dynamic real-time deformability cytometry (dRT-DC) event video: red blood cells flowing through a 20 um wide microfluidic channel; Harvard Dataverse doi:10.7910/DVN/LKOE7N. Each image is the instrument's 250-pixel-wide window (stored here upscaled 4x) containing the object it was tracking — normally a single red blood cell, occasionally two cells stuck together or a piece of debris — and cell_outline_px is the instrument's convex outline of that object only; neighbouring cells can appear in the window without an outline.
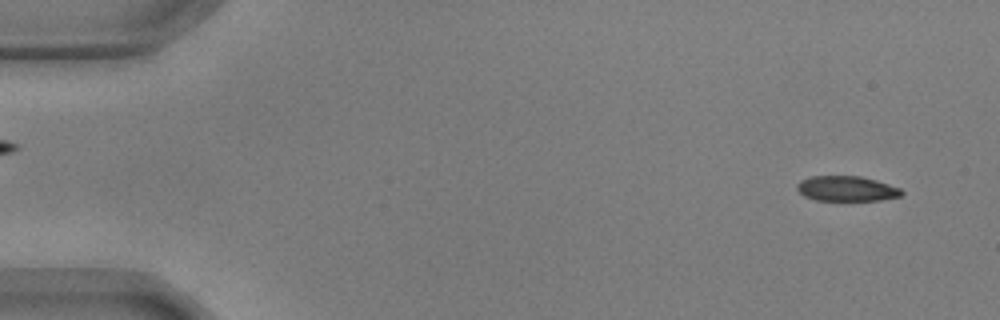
{"species": "common noctule bat (a hibernating species)", "species_latin": "Nyctalus noctula", "temperature_condition": "warm", "stored_images_in_passage": 55, "camera_frame_rate_fps": 3000, "um_per_image_px": 0.085, "animal": {"sex": "male", "body_mass_g": 17.9, "forearm_length_mm": 54.2}, "frame": {"image": 1, "passage_image": 3, "time_ms": 0.667, "image_size_px": [1000, 320], "cell_outline_px": [[904, 192], [900, 196], [880, 200], [816, 200], [804, 196], [796, 188], [796, 184], [800, 180], [812, 176], [860, 176], [876, 180], [900, 188]], "centroid_in_image_um": [71.94, 16.03], "position_along_channel_um": 13.1, "area_um2": 15.26}}
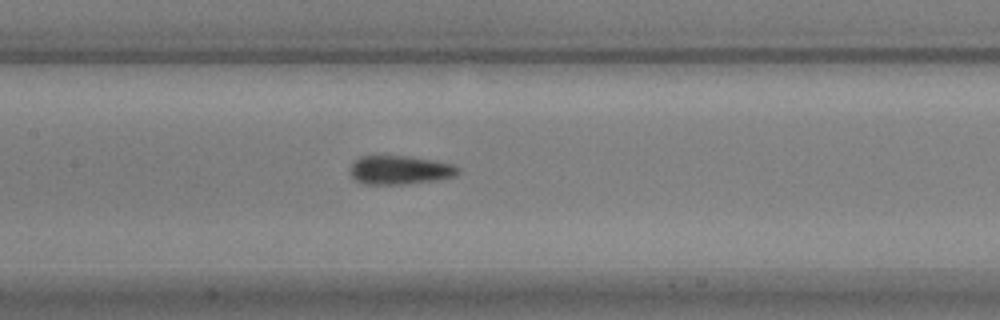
{"frame": {"image": 2, "passage_image": 26, "time_ms": 8.333, "image_size_px": [1000, 320], "cell_outline_px": [[460, 172], [456, 176], [436, 180], [404, 184], [364, 184], [356, 180], [348, 172], [352, 164], [360, 156], [408, 156], [436, 160], [456, 164], [460, 168]], "centroid_in_image_um": [34.04, 14.44], "position_along_channel_um": 173.4, "area_um2": 18.32}}
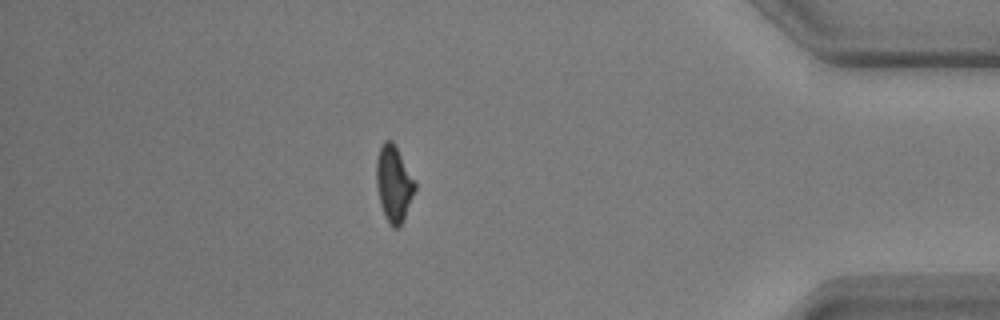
{"frame": {"image": 3, "passage_image": 48, "time_ms": 15.667, "image_size_px": [1000, 320], "cell_outline_px": [[416, 188], [404, 216], [400, 224], [396, 228], [392, 228], [388, 224], [384, 216], [380, 204], [376, 184], [376, 160], [380, 148], [384, 140], [392, 140], [396, 144], [416, 184]], "centroid_in_image_um": [33.45, 15.59], "position_along_channel_um": 401.8, "area_um2": 17.05}, "authors_computed_cell_mechanics": {"area_um2": 17.5134, "velocity_mm_per_s": 3.6386, "shape_relaxation_time_tau1_ms": 5.9499, "shape_relaxation_time_tau2_ms": 3.3722, "deformation_change_tau1": 0.1641, "deformation_change_tau2": 0.0981}}